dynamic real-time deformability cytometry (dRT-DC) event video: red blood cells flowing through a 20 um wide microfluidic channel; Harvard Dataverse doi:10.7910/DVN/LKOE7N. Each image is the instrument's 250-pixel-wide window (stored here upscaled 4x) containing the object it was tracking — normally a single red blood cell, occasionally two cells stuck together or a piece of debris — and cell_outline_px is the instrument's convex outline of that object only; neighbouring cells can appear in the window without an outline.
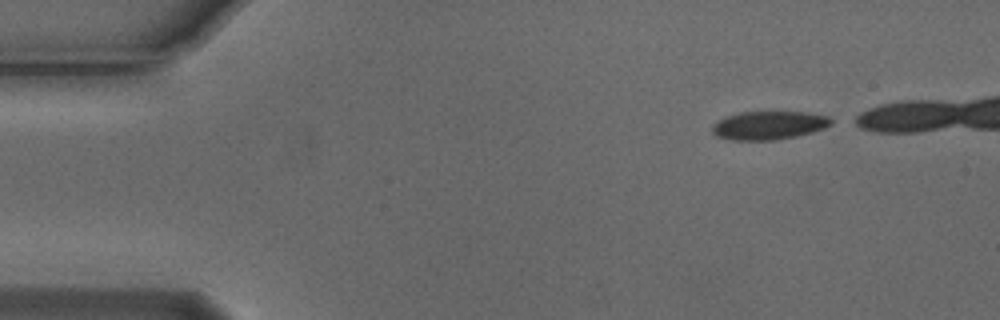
{"species": "Egyptian fruit bat (a non-hibernating species)", "species_latin": "Rousettus aegyptiacus", "temperature_condition": "cold", "stored_images_in_passage": 9, "camera_frame_rate_fps": 3000, "um_per_image_px": 0.085, "animal": {"sex": "male"}, "frame": {"image": 1, "passage_image": 1, "time_ms": 0.0, "image_size_px": [1000, 320], "cell_outline_px": [[832, 124], [824, 128], [812, 132], [796, 136], [772, 140], [732, 140], [716, 136], [712, 132], [712, 124], [716, 120], [724, 116], [740, 112], [804, 112], [828, 116], [832, 120]], "centroid_in_image_um": [65.3, 10.65], "position_along_channel_um": 19.7, "area_um2": 19.77}}
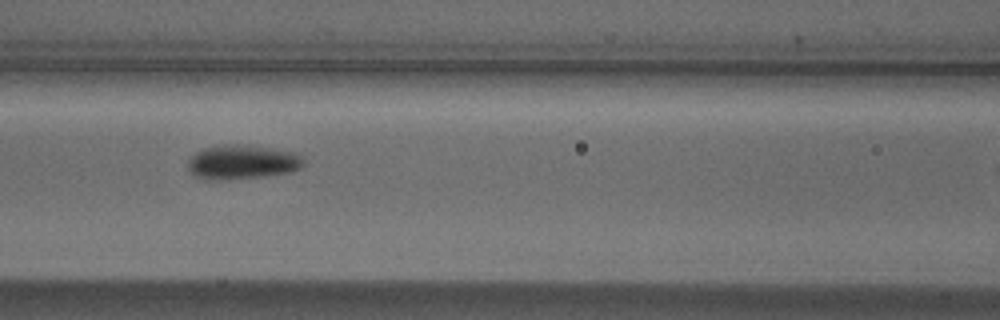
{"frame": {"image": 2, "passage_image": 6, "time_ms": 1.667, "image_size_px": [1000, 320], "cell_outline_px": [[304, 164], [300, 168], [292, 172], [264, 176], [216, 180], [204, 180], [196, 176], [188, 168], [188, 160], [196, 152], [204, 148], [224, 144], [236, 144], [296, 152], [304, 160]], "centroid_in_image_um": [20.58, 13.78], "position_along_channel_um": 146.0, "area_um2": 22.95}}
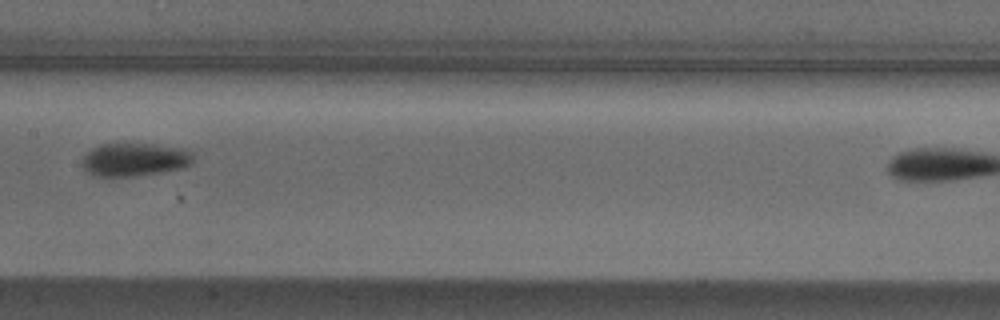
{"frame": {"image": 3, "passage_image": 7, "time_ms": 2.0, "image_size_px": [1000, 320], "cell_outline_px": [[192, 164], [184, 168], [160, 172], [132, 176], [92, 176], [80, 164], [84, 156], [92, 148], [100, 144], [120, 140], [192, 148]], "centroid_in_image_um": [11.46, 13.5], "position_along_channel_um": 195.9, "area_um2": 22.6}}